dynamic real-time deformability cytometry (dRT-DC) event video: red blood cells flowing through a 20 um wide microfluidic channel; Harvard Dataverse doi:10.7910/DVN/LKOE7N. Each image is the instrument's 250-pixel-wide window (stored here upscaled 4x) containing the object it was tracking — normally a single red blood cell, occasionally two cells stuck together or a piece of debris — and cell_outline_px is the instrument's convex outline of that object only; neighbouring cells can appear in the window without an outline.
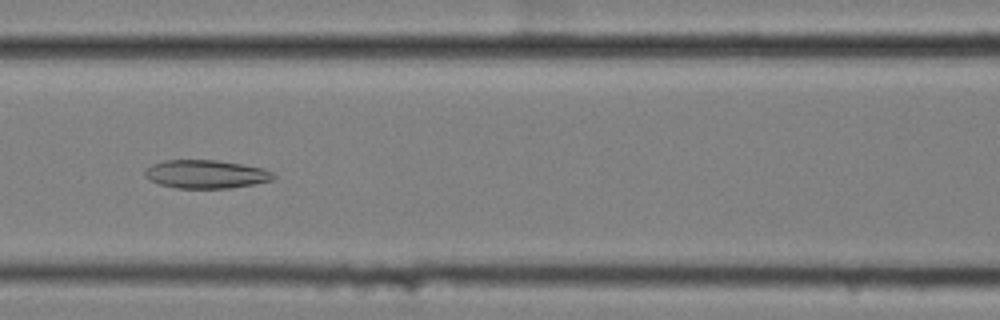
{"species": "common noctule bat (a hibernating species)", "species_latin": "Nyctalus noctula", "temperature_condition": "cold", "stored_images_in_passage": 9, "camera_frame_rate_fps": 3000, "um_per_image_px": 0.085, "animal": {"sex": "female", "body_mass_g": 25.1}, "frame": {"image": 1, "passage_image": 7, "time_ms": 2.0, "image_size_px": [1000, 320], "cell_outline_px": [[276, 176], [272, 180], [232, 188], [176, 188], [160, 184], [144, 176], [144, 172], [152, 164], [164, 160], [216, 160], [264, 168], [272, 172]], "centroid_in_image_um": [17.51, 14.8], "position_along_channel_um": 149.1, "area_um2": 21.1}}